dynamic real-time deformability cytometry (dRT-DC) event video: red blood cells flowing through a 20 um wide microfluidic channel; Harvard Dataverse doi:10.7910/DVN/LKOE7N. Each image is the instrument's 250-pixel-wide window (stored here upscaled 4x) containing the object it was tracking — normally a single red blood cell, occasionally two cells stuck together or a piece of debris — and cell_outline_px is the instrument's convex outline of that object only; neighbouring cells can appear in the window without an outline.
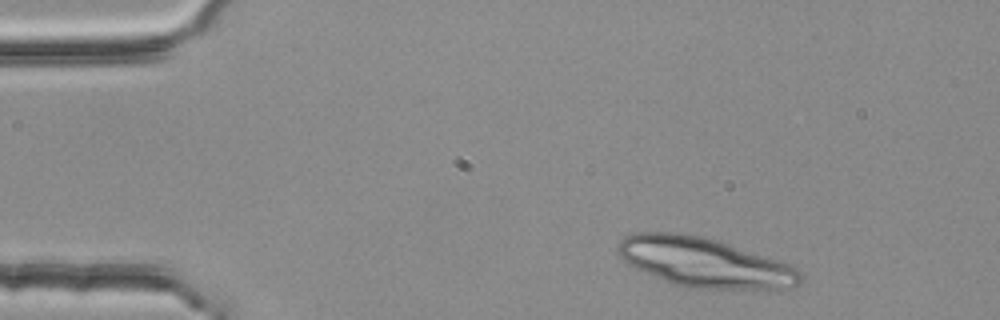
{"species": "common noctule bat (a hibernating species)", "species_latin": "Nyctalus noctula", "temperature_condition": "room temperature", "stored_images_in_passage": 3, "camera_frame_rate_fps": 3000, "um_per_image_px": 0.085, "animal": {"sex": "female", "body_mass_g": 25.1}, "frame": {"image": 1, "passage_image": 1, "time_ms": 0.0, "image_size_px": [1000, 320], "cell_outline_px": [[804, 276], [800, 284], [788, 288], [684, 288], [672, 284], [636, 268], [624, 260], [616, 252], [616, 248], [620, 240], [624, 236], [636, 232], [680, 232], [704, 236], [780, 260], [800, 268]], "centroid_in_image_um": [59.89, 22.29], "position_along_channel_um": 25.1, "area_um2": 52.83}}